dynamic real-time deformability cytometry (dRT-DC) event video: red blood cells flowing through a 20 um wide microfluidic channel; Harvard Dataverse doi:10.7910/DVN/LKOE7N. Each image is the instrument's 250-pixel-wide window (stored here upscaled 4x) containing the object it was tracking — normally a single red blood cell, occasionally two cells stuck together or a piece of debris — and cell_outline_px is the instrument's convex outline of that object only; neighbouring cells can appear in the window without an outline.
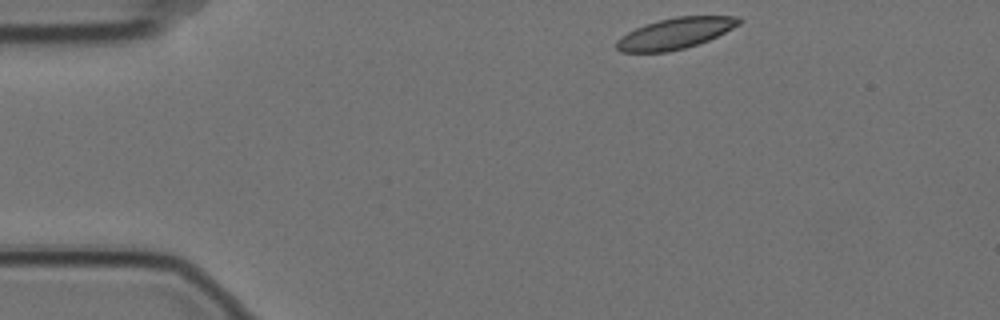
{"species": "Egyptian fruit bat (a non-hibernating species)", "species_latin": "Rousettus aegyptiacus", "temperature_condition": "cold", "stored_images_in_passage": 9, "camera_frame_rate_fps": 3000, "um_per_image_px": 0.085, "animal": {"sex": "female"}, "frame": {"image": 1, "passage_image": 1, "time_ms": 0.0, "image_size_px": [1000, 320], "cell_outline_px": [[744, 20], [740, 24], [708, 40], [684, 48], [668, 52], [620, 52], [616, 48], [616, 40], [620, 36], [644, 24], [676, 16], [740, 16]], "centroid_in_image_um": [57.38, 2.83], "position_along_channel_um": 27.6, "area_um2": 22.08}}